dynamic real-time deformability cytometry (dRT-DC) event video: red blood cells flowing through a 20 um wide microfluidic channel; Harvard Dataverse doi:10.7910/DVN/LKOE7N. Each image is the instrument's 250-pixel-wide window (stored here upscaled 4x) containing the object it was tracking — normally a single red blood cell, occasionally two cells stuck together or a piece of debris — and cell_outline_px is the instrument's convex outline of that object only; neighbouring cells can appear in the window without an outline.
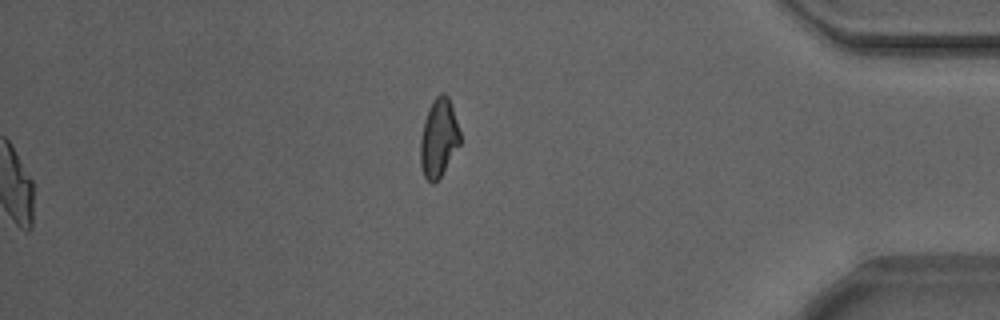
{"species": "Egyptian fruit bat (a non-hibernating species)", "species_latin": "Rousettus aegyptiacus", "temperature_condition": "warm", "stored_images_in_passage": 53, "segment_of_instrument_passage": [2, 2], "camera_frame_rate_fps": 3000, "um_per_image_px": 0.085, "animal": {"sex": "male"}, "frame": {"image": 1, "passage_image": 53, "time_ms": 17.333, "image_size_px": [1000, 320], "cell_outline_px": [[460, 144], [440, 176], [432, 184], [424, 176], [420, 168], [420, 140], [424, 120], [428, 108], [432, 100], [440, 92], [444, 92], [448, 96], [460, 132]], "centroid_in_image_um": [37.26, 11.7], "position_along_channel_um": 397.9, "area_um2": 18.03}}